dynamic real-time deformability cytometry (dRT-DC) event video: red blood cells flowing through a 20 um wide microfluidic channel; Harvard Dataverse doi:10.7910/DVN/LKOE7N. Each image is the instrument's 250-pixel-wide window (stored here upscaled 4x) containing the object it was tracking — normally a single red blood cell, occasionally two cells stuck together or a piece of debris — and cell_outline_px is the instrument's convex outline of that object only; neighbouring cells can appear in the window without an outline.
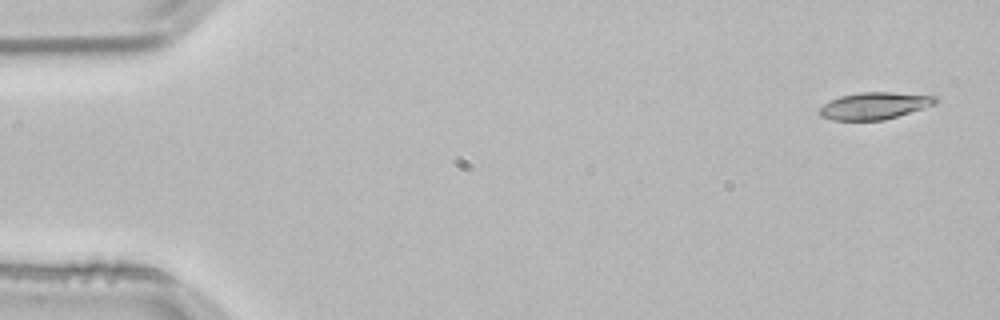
{"species": "common noctule bat (a hibernating species)", "species_latin": "Nyctalus noctula", "temperature_condition": "room temperature", "stored_images_in_passage": 52, "camera_frame_rate_fps": 3000, "um_per_image_px": 0.085, "animal": {"sex": "male", "body_mass_g": 21.5, "forearm_length_mm": 52.0}, "frame": {"image": 1, "passage_image": 1, "time_ms": 0.0, "image_size_px": [1000, 320], "cell_outline_px": [[940, 100], [936, 104], [924, 108], [884, 120], [832, 120], [820, 116], [816, 112], [824, 104], [840, 96], [860, 92], [892, 92], [936, 96]], "centroid_in_image_um": [74.34, 8.99], "position_along_channel_um": 10.7, "area_um2": 18.32}}
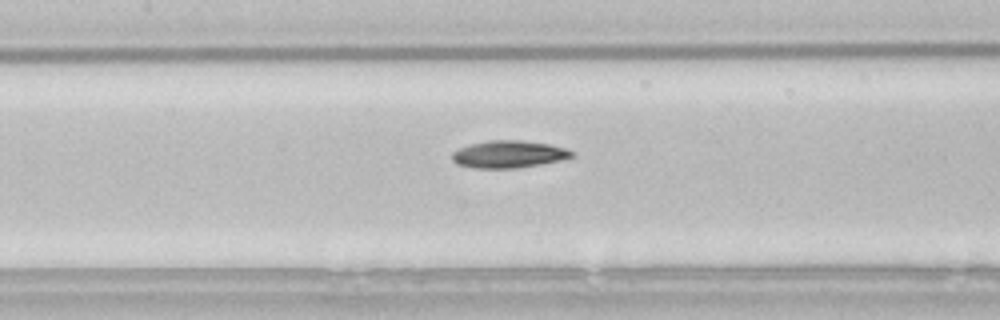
{"frame": {"image": 2, "passage_image": 23, "time_ms": 7.333, "image_size_px": [1000, 320], "cell_outline_px": [[576, 156], [560, 160], [540, 164], [516, 168], [476, 168], [456, 164], [452, 160], [452, 152], [468, 144], [488, 140], [520, 140], [548, 144], [568, 148], [576, 152]], "centroid_in_image_um": [43.26, 13.1], "position_along_channel_um": 164.1, "area_um2": 19.19}}
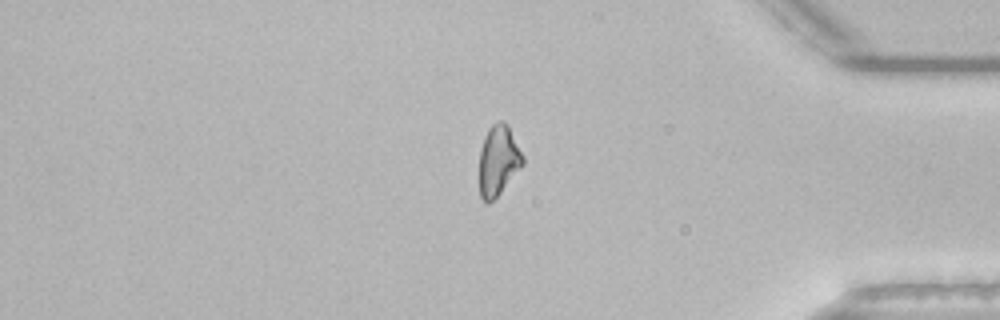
{"frame": {"image": 3, "passage_image": 43, "time_ms": 14.0, "image_size_px": [1000, 320], "cell_outline_px": [[524, 164], [500, 192], [488, 204], [480, 196], [480, 148], [484, 136], [488, 128], [492, 124], [500, 120], [504, 120], [508, 124], [524, 156]], "centroid_in_image_um": [42.37, 13.58], "position_along_channel_um": 392.8, "area_um2": 17.8}, "authors_computed_cell_mechanics": {"area_um2": 18.6116, "velocity_mm_per_s": 3.8506, "shape_relaxation_time_tau1_ms": 8.4072, "shape_relaxation_time_tau2_ms": 7.8344, "deformation_change_tau1": 0.2014, "deformation_change_tau2": 0.1536}}